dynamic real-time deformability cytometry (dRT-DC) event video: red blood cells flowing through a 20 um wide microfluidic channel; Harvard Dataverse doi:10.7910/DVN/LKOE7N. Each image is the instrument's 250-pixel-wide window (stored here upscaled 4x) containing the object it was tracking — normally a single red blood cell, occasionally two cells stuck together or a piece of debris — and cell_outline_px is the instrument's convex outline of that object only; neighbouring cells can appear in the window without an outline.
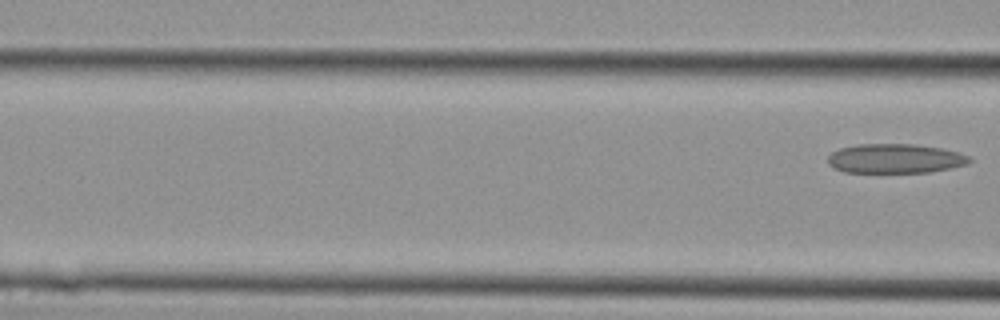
{"species": "Egyptian fruit bat (a non-hibernating species)", "species_latin": "Rousettus aegyptiacus", "temperature_condition": "cold", "stored_images_in_passage": 4, "camera_frame_rate_fps": 3000, "um_per_image_px": 0.085, "animal": {"sex": "female"}, "frame": {"image": 1, "passage_image": 4, "time_ms": 1.0, "image_size_px": [1000, 320], "cell_outline_px": [[972, 160], [968, 164], [952, 168], [932, 172], [844, 172], [832, 168], [828, 164], [828, 156], [832, 152], [840, 148], [856, 144], [912, 144], [940, 148], [960, 152], [968, 156]], "centroid_in_image_um": [76.08, 13.48], "position_along_channel_um": 90.5, "area_um2": 24.39}}